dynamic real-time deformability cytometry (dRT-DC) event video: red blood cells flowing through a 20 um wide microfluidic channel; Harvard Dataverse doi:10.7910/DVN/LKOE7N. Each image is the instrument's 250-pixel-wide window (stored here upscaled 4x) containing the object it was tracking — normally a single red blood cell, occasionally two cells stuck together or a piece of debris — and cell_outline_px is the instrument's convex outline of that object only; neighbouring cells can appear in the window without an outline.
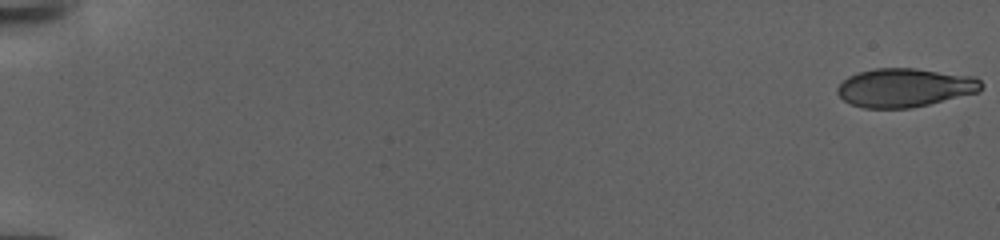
{"species": "human", "species_latin": "Homo sapiens", "temperature_condition": "warm", "stored_images_in_passage": 140, "camera_frame_rate_fps": 3000, "um_per_image_px": 0.085, "donor": {"sex": "female"}, "frame": {"image": 1, "passage_image": 1, "time_ms": 0.0, "image_size_px": [1000, 240], "cell_outline_px": [[984, 84], [980, 92], [928, 104], [908, 108], [864, 108], [852, 104], [844, 100], [836, 92], [836, 88], [848, 76], [856, 72], [876, 68], [916, 68], [976, 76]], "centroid_in_image_um": [76.93, 7.43], "position_along_channel_um": 8.1, "area_um2": 32.66}}
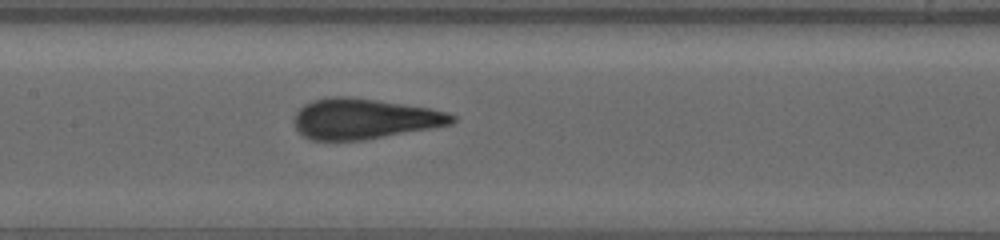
{"frame": {"image": 2, "passage_image": 74, "time_ms": 24.333, "image_size_px": [1000, 240], "cell_outline_px": [[456, 120], [452, 124], [432, 128], [364, 140], [312, 140], [304, 136], [296, 128], [292, 120], [296, 112], [304, 104], [312, 100], [328, 96], [348, 96], [376, 100], [428, 108], [448, 112], [456, 116]], "centroid_in_image_um": [30.93, 10.09], "position_along_channel_um": 176.5, "area_um2": 37.28}}
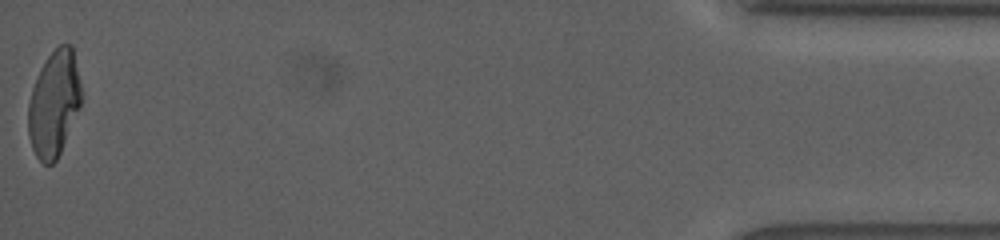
{"frame": {"image": 3, "passage_image": 140, "time_ms": 46.333, "image_size_px": [1000, 240], "cell_outline_px": [[80, 108], [60, 152], [56, 160], [52, 164], [44, 164], [36, 156], [32, 148], [28, 136], [28, 104], [32, 88], [40, 68], [48, 56], [60, 44], [72, 44], [80, 84]], "centroid_in_image_um": [4.57, 8.82], "position_along_channel_um": 430.6, "area_um2": 32.48}}